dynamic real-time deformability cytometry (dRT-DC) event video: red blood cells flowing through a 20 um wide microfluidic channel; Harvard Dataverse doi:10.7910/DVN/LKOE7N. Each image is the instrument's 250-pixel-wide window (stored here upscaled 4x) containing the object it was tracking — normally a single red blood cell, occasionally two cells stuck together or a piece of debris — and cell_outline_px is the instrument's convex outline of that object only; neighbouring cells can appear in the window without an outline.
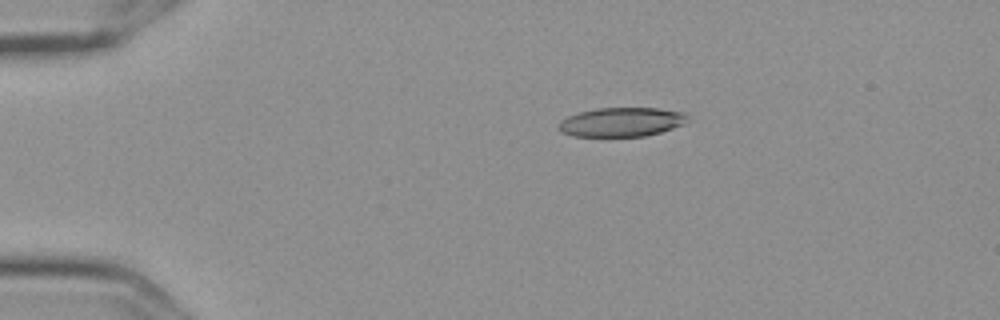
{"species": "Egyptian fruit bat (a non-hibernating species)", "species_latin": "Rousettus aegyptiacus", "temperature_condition": "cold", "stored_images_in_passage": 6, "camera_frame_rate_fps": 3000, "um_per_image_px": 0.085, "frame": {"image": 1, "passage_image": 4, "time_ms": 1.0, "image_size_px": [1000, 320], "cell_outline_px": [[688, 116], [684, 124], [660, 132], [644, 136], [572, 136], [560, 132], [556, 128], [560, 120], [568, 116], [580, 112], [596, 108], [660, 108], [688, 112]], "centroid_in_image_um": [52.82, 10.36], "position_along_channel_um": 32.2, "area_um2": 22.08}}